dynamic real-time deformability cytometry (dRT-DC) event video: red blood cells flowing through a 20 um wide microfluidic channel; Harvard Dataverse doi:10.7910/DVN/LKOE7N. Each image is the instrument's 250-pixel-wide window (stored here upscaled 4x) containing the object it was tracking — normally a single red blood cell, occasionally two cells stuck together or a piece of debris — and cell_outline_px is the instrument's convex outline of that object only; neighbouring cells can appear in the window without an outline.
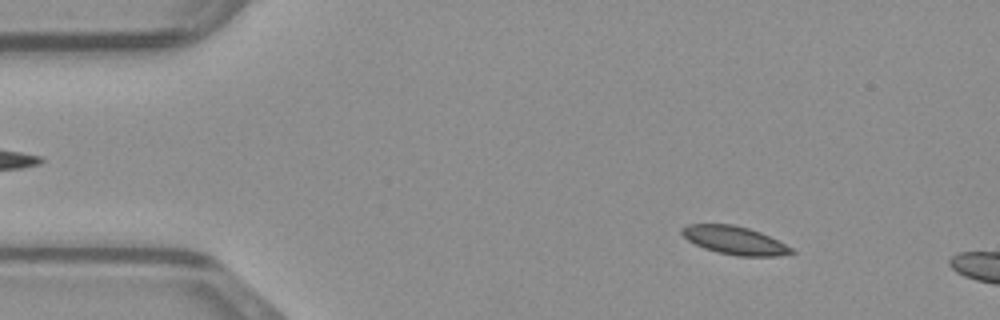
{"species": "common noctule bat (a hibernating species)", "species_latin": "Nyctalus noctula", "temperature_condition": "warm", "stored_images_in_passage": 10, "camera_frame_rate_fps": 3000, "um_per_image_px": 0.085, "animal": {"sex": "male", "body_mass_g": 23.1, "forearm_length_mm": 52.7}, "frame": {"image": 1, "passage_image": 6, "time_ms": 1.667, "image_size_px": [1000, 320], "cell_outline_px": [[796, 252], [776, 256], [736, 256], [716, 252], [704, 248], [688, 240], [680, 232], [680, 228], [688, 224], [732, 224], [748, 228], [760, 232], [792, 248]], "centroid_in_image_um": [62.4, 20.43], "position_along_channel_um": 22.6, "area_um2": 17.86}}